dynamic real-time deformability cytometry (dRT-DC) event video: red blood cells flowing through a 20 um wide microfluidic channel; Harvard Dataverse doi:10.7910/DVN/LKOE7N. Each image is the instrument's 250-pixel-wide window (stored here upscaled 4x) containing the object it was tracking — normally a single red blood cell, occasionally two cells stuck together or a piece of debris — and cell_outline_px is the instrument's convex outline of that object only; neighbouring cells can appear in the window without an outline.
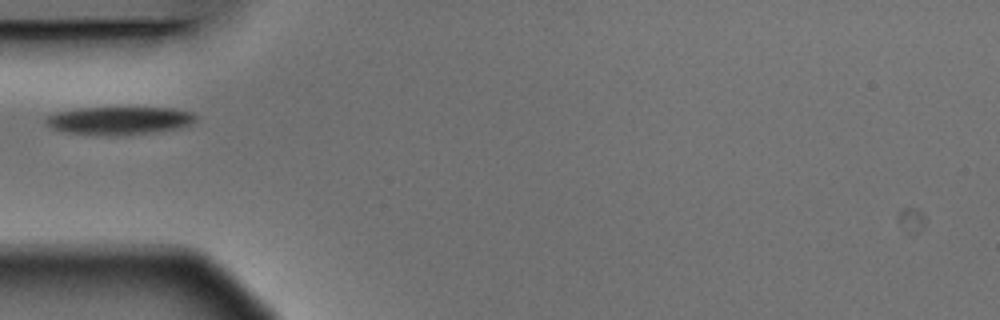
{"species": "Egyptian fruit bat (a non-hibernating species)", "species_latin": "Rousettus aegyptiacus", "temperature_condition": "warm", "stored_images_in_passage": 1, "camera_frame_rate_fps": 3000, "um_per_image_px": 0.085, "animal": {"sex": "male"}, "frame": {"image": 1, "passage_image": 1, "time_ms": 0.0, "image_size_px": [1000, 320], "cell_outline_px": [[196, 120], [192, 124], [180, 128], [152, 132], [120, 136], [100, 136], [64, 132], [52, 128], [44, 120], [48, 116], [56, 112], [76, 108], [176, 108], [192, 112], [196, 116]], "centroid_in_image_um": [10.15, 10.26], "position_along_channel_um": 74.9, "area_um2": 24.74}}